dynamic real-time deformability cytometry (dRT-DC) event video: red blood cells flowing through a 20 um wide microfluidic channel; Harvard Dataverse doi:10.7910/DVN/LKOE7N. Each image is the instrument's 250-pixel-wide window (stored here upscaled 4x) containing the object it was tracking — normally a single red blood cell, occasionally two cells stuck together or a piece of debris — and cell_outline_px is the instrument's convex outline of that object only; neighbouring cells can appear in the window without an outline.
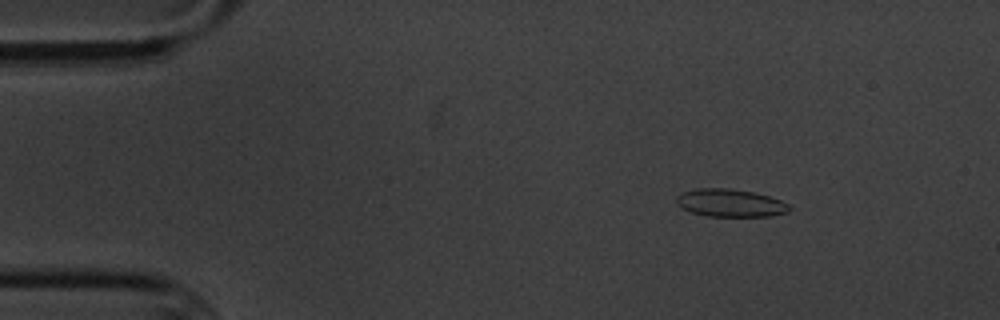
{"species": "common noctule bat (a hibernating species)", "species_latin": "Nyctalus noctula", "temperature_condition": "cold", "stored_images_in_passage": 9, "camera_frame_rate_fps": 3000, "um_per_image_px": 0.085, "animal": {"sex": "male", "body_mass_g": 20.1, "forearm_length_mm": 53.5}, "frame": {"image": 1, "passage_image": 2, "time_ms": 1.333, "image_size_px": [1000, 320], "cell_outline_px": [[792, 208], [788, 212], [772, 216], [708, 216], [692, 212], [684, 208], [676, 200], [676, 196], [684, 192], [696, 188], [728, 188], [756, 192], [780, 200], [788, 204]], "centroid_in_image_um": [62.12, 17.24], "position_along_channel_um": 22.9, "area_um2": 18.15}}
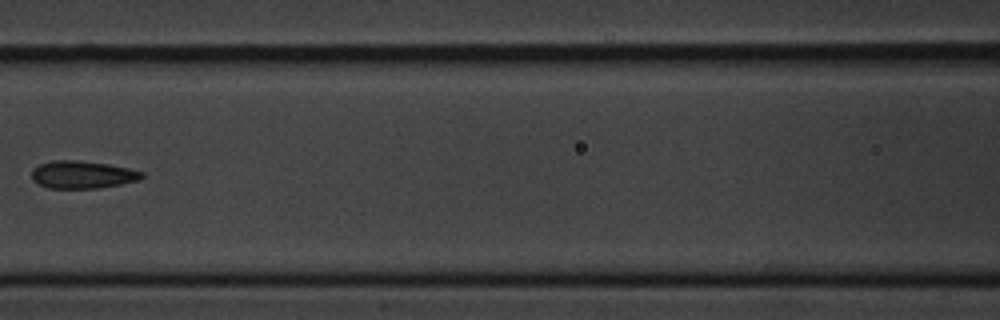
{"frame": {"image": 2, "passage_image": 7, "time_ms": 7.333, "image_size_px": [1000, 320], "cell_outline_px": [[144, 176], [140, 180], [100, 188], [48, 188], [32, 180], [32, 168], [40, 164], [52, 160], [76, 160], [108, 164], [128, 168], [144, 172]], "centroid_in_image_um": [7.01, 14.84], "position_along_channel_um": 159.6, "area_um2": 17.74}}
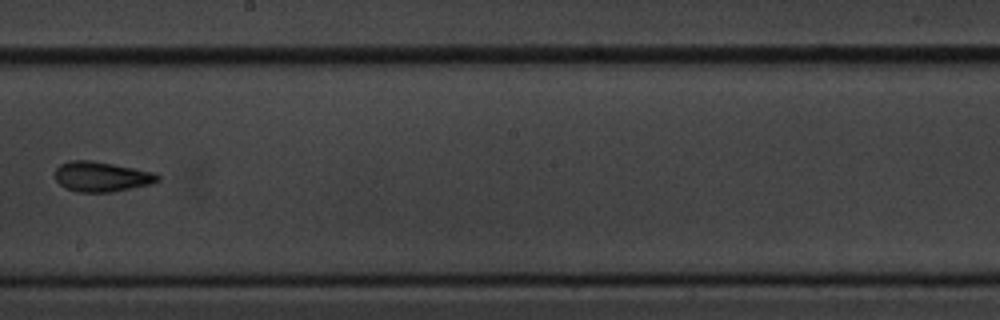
{"frame": {"image": 3, "passage_image": 9, "time_ms": 9.667, "image_size_px": [1000, 320], "cell_outline_px": [[160, 180], [152, 184], [112, 192], [76, 192], [64, 188], [56, 180], [56, 168], [60, 164], [68, 160], [92, 160], [156, 172], [160, 176]], "centroid_in_image_um": [8.65, 15.01], "position_along_channel_um": 239.6, "area_um2": 18.21}}